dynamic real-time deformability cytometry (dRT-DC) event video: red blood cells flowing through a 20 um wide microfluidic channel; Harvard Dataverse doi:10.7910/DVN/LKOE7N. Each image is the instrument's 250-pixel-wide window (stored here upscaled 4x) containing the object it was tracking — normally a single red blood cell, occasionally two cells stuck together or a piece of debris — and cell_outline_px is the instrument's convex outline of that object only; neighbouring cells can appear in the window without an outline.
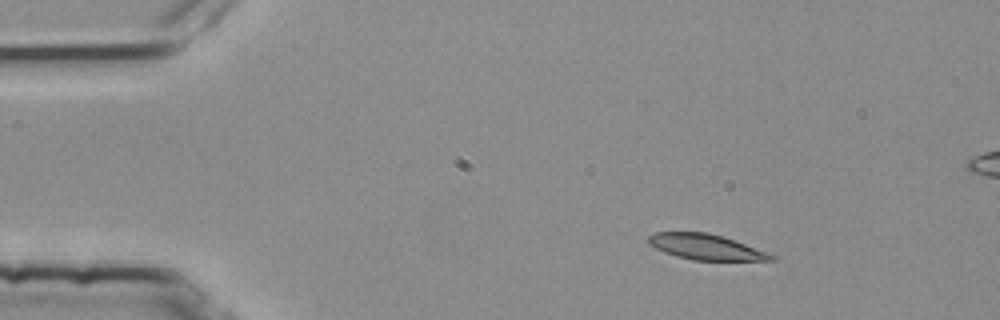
{"species": "common noctule bat (a hibernating species)", "species_latin": "Nyctalus noctula", "temperature_condition": "room temperature", "stored_images_in_passage": 3, "camera_frame_rate_fps": 3000, "um_per_image_px": 0.085, "animal": {"sex": "female", "body_mass_g": 25.1}, "frame": {"image": 1, "passage_image": 1, "time_ms": 0.0, "image_size_px": [1000, 320], "cell_outline_px": [[776, 260], [692, 260], [676, 256], [664, 252], [648, 244], [648, 236], [656, 232], [708, 232], [724, 236], [776, 256]], "centroid_in_image_um": [59.96, 20.98], "position_along_channel_um": 25.0, "area_um2": 18.15}}